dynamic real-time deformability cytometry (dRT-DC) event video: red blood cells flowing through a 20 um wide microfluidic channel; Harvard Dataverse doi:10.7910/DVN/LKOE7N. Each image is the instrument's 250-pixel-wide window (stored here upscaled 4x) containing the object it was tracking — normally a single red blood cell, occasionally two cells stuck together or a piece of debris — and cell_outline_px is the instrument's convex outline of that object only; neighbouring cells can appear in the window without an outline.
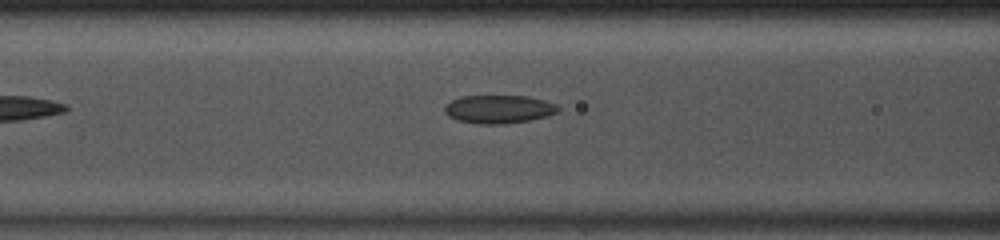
{"species": "common noctule bat (a hibernating species)", "species_latin": "Nyctalus noctula", "temperature_condition": "room temperature", "stored_images_in_passage": 31, "camera_frame_rate_fps": 3000, "um_per_image_px": 0.085, "animal": {"sex": "male", "body_mass_g": 13.0, "forearm_length_mm": 53.1}, "frame": {"image": 1, "passage_image": 8, "time_ms": 2.333, "image_size_px": [1000, 240], "cell_outline_px": [[560, 112], [548, 116], [528, 120], [504, 124], [480, 124], [456, 120], [448, 116], [444, 112], [444, 108], [452, 100], [460, 96], [528, 96], [544, 100], [556, 104], [560, 108]], "centroid_in_image_um": [42.42, 9.28], "position_along_channel_um": 124.2, "area_um2": 18.79}}
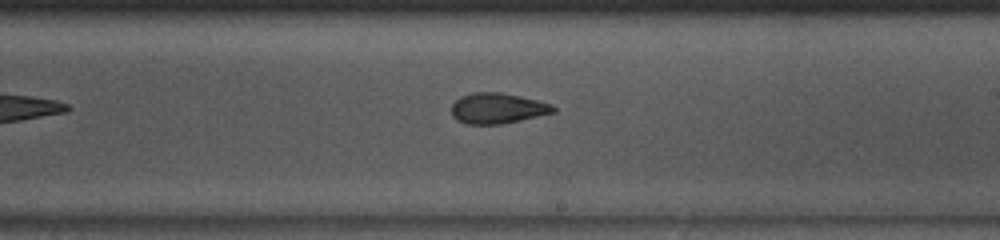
{"frame": {"image": 2, "passage_image": 17, "time_ms": 5.333, "image_size_px": [1000, 240], "cell_outline_px": [[556, 112], [520, 120], [500, 124], [468, 124], [456, 120], [452, 116], [452, 104], [460, 96], [472, 92], [500, 92], [520, 96], [552, 104], [556, 108]], "centroid_in_image_um": [42.27, 9.2], "position_along_channel_um": 246.7, "area_um2": 18.15}}
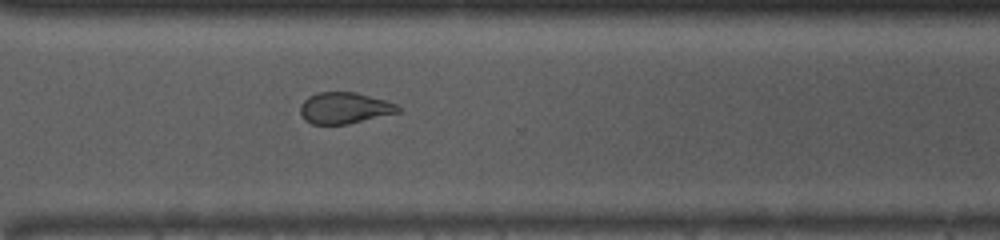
{"frame": {"image": 3, "passage_image": 24, "time_ms": 7.667, "image_size_px": [1000, 240], "cell_outline_px": [[400, 112], [348, 124], [312, 124], [304, 120], [300, 112], [300, 104], [308, 96], [316, 92], [356, 92], [384, 100], [396, 104], [400, 108]], "centroid_in_image_um": [29.25, 9.18], "position_along_channel_um": 341.4, "area_um2": 17.86}}